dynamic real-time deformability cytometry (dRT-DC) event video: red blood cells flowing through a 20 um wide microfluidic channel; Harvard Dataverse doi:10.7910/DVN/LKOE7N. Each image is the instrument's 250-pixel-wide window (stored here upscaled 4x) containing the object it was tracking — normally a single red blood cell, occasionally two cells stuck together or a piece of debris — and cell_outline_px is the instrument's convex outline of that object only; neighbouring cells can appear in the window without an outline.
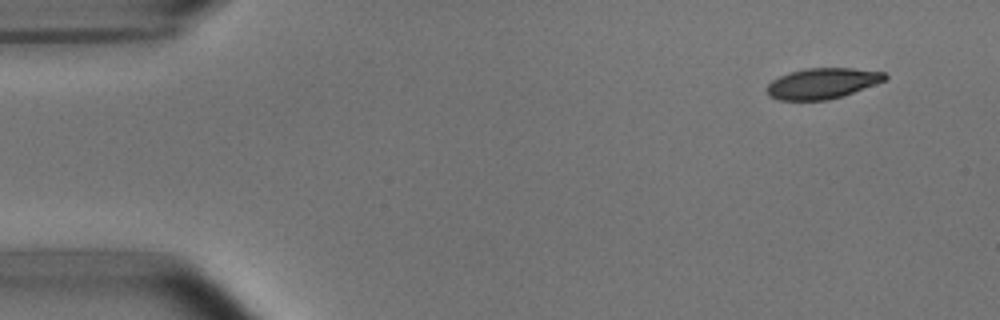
{"species": "common noctule bat (a hibernating species)", "species_latin": "Nyctalus noctula", "temperature_condition": "room temperature", "stored_images_in_passage": 4, "camera_frame_rate_fps": 3000, "um_per_image_px": 0.085, "animal": {"sex": "male", "body_mass_g": 15.6}, "frame": {"image": 1, "passage_image": 1, "time_ms": 0.0, "image_size_px": [1000, 320], "cell_outline_px": [[888, 80], [844, 96], [828, 100], [780, 100], [768, 96], [768, 84], [772, 80], [780, 76], [804, 68], [852, 68], [884, 72], [888, 76]], "centroid_in_image_um": [69.96, 7.09], "position_along_channel_um": 15.0, "area_um2": 21.21}}
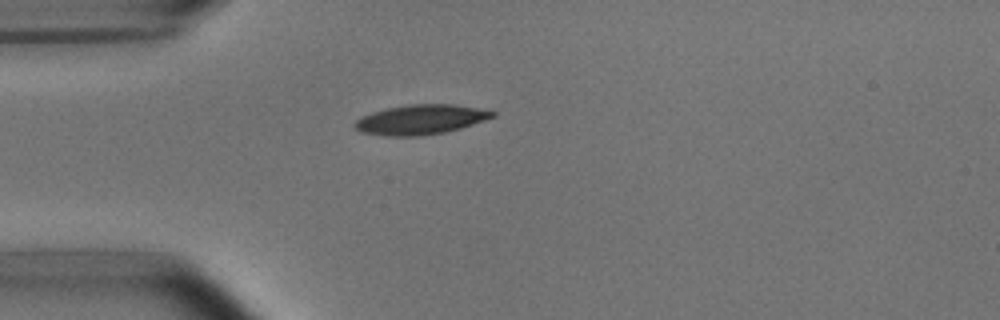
{"frame": {"image": 2, "passage_image": 4, "time_ms": 3.333, "image_size_px": [1000, 320], "cell_outline_px": [[496, 116], [460, 128], [444, 132], [420, 136], [388, 136], [360, 132], [352, 124], [360, 116], [372, 112], [388, 108], [408, 104], [456, 104], [496, 112]], "centroid_in_image_um": [35.72, 10.16], "position_along_channel_um": 49.3, "area_um2": 23.81}}